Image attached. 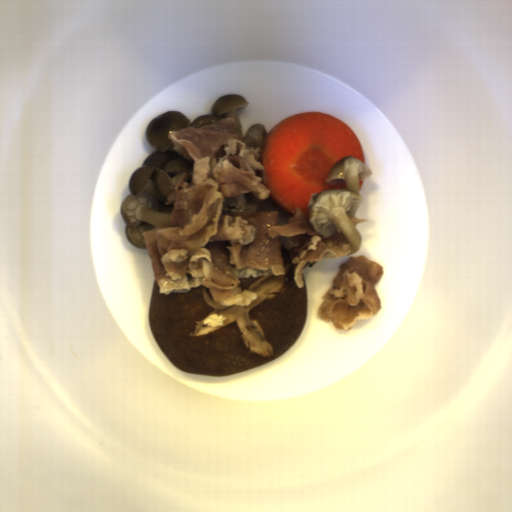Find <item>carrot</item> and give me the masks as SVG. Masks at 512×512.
Segmentation results:
<instances>
[{
	"label": "carrot",
	"mask_w": 512,
	"mask_h": 512,
	"mask_svg": "<svg viewBox=\"0 0 512 512\" xmlns=\"http://www.w3.org/2000/svg\"><path fill=\"white\" fill-rule=\"evenodd\" d=\"M353 156L366 164L355 132L337 117L319 112H301L279 122L266 135L258 170L270 191L269 199L291 213L298 208L308 218L312 194L331 186L326 179L343 157Z\"/></svg>",
	"instance_id": "1"
}]
</instances>
